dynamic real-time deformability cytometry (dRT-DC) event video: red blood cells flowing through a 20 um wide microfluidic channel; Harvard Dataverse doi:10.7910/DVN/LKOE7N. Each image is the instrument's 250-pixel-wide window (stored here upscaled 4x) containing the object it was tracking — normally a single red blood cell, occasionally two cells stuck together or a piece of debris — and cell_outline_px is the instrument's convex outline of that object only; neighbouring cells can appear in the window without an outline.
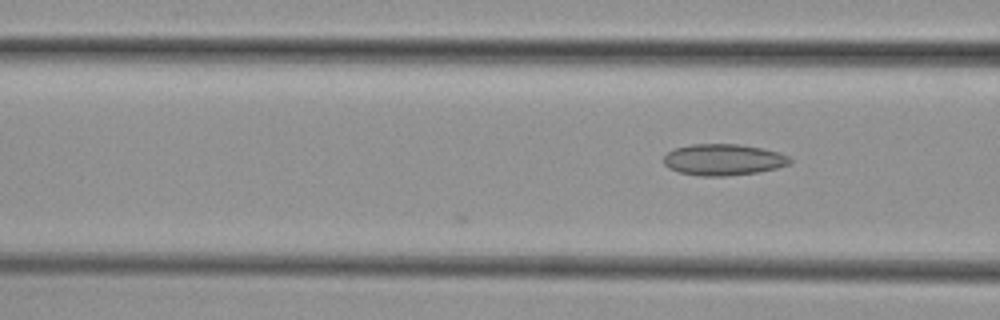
{"species": "common noctule bat (a hibernating species)", "species_latin": "Nyctalus noctula", "temperature_condition": "cold", "stored_images_in_passage": 4, "camera_frame_rate_fps": 3000, "um_per_image_px": 0.085, "animal": {"sex": "female", "body_mass_g": 29.2, "forearm_length_mm": 56.3}, "frame": {"image": 1, "passage_image": 4, "time_ms": 1.0, "image_size_px": [1000, 320], "cell_outline_px": [[792, 160], [788, 164], [776, 168], [756, 172], [728, 176], [700, 176], [680, 172], [668, 168], [664, 164], [664, 156], [668, 152], [676, 148], [692, 144], [740, 144], [764, 148], [780, 152], [788, 156]], "centroid_in_image_um": [61.49, 13.57], "position_along_channel_um": 105.1, "area_um2": 23.06}}